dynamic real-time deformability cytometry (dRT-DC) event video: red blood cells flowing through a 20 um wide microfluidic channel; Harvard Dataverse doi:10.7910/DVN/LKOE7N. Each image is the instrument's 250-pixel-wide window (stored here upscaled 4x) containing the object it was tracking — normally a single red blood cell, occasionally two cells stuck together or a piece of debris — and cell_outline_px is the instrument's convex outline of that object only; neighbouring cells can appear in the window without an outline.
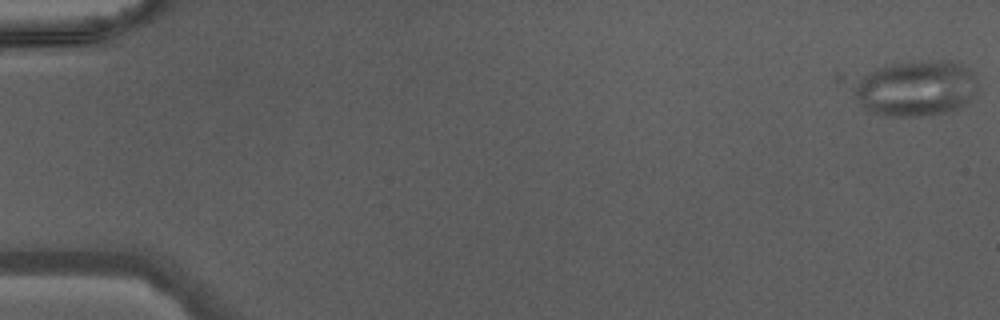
{"species": "Egyptian fruit bat (a non-hibernating species)", "species_latin": "Rousettus aegyptiacus", "temperature_condition": "warm", "stored_images_in_passage": 47, "camera_frame_rate_fps": 3000, "um_per_image_px": 0.085, "animal": {"sex": "male"}, "frame": {"image": 1, "passage_image": 1, "time_ms": 0.0, "image_size_px": [1000, 320], "cell_outline_px": [[980, 88], [960, 108], [948, 112], [928, 116], [892, 116], [872, 112], [864, 108], [856, 96], [856, 88], [860, 80], [868, 72], [876, 68], [892, 64], [944, 60], [960, 64], [976, 80]], "centroid_in_image_um": [77.9, 7.54], "position_along_channel_um": 7.1, "area_um2": 39.36}}
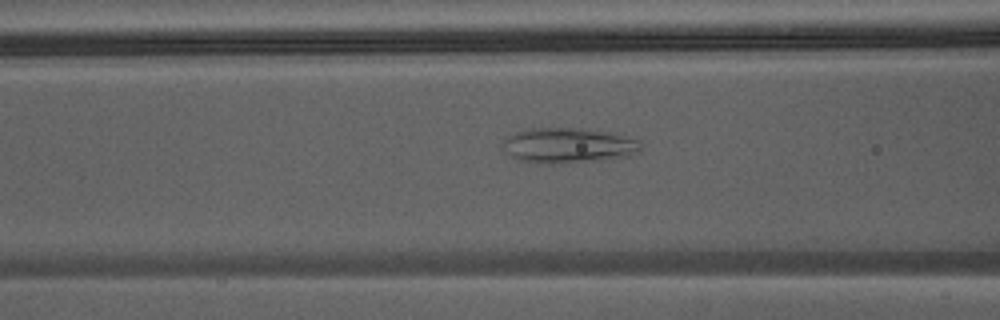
{"frame": {"image": 2, "passage_image": 20, "time_ms": 6.333, "image_size_px": [1000, 320], "cell_outline_px": [[640, 152], [628, 156], [600, 160], [564, 164], [544, 164], [520, 160], [504, 152], [500, 148], [500, 144], [508, 136], [516, 132], [528, 128], [580, 128], [608, 132], [640, 140]], "centroid_in_image_um": [48.26, 12.37], "position_along_channel_um": 118.3, "area_um2": 28.67}}
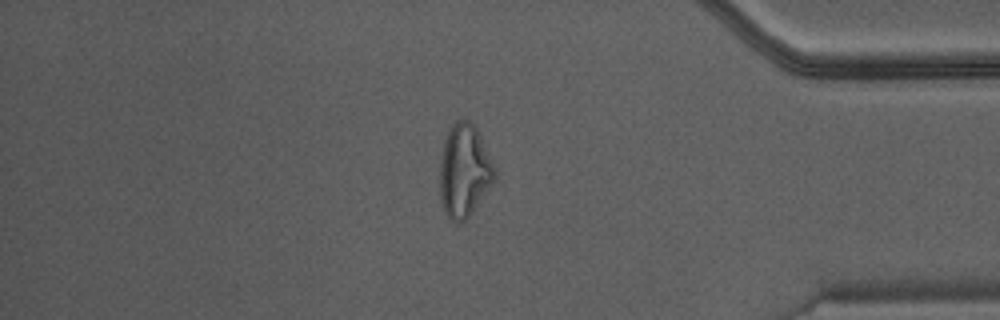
{"frame": {"image": 3, "passage_image": 40, "time_ms": 13.0, "image_size_px": [1000, 320], "cell_outline_px": [[496, 176], [468, 216], [460, 224], [452, 220], [448, 216], [440, 200], [440, 152], [444, 140], [452, 124], [456, 120], [468, 120], [476, 128], [496, 168]], "centroid_in_image_um": [39.43, 14.48], "position_along_channel_um": 395.8, "area_um2": 29.19}}